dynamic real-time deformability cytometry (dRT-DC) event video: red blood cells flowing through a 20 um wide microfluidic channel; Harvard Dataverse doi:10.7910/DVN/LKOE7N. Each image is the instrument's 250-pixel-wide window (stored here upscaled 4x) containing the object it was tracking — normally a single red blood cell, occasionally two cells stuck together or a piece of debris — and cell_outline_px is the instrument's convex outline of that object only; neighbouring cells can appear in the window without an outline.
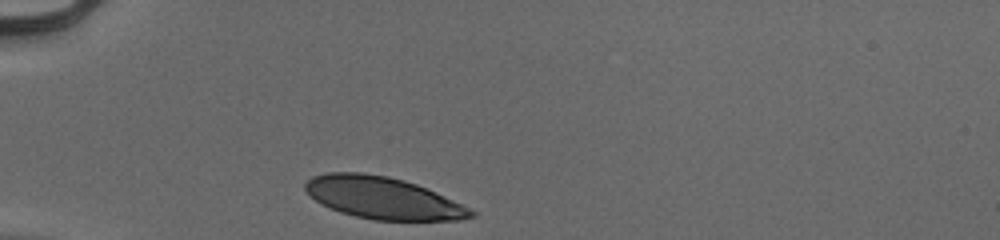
{"species": "human", "species_latin": "Homo sapiens", "temperature_condition": "cold", "stored_images_in_passage": 29, "camera_frame_rate_fps": 3000, "um_per_image_px": 0.085, "donor": {"sex": "male"}, "frame": {"image": 1, "passage_image": 1, "time_ms": 0.0, "image_size_px": [1000, 240], "cell_outline_px": [[476, 216], [460, 220], [372, 220], [340, 212], [320, 204], [304, 188], [304, 184], [312, 176], [324, 172], [360, 172], [388, 176], [404, 180], [416, 184], [436, 192], [476, 212]], "centroid_in_image_um": [32.52, 16.82], "position_along_channel_um": 52.5, "area_um2": 40.4}}
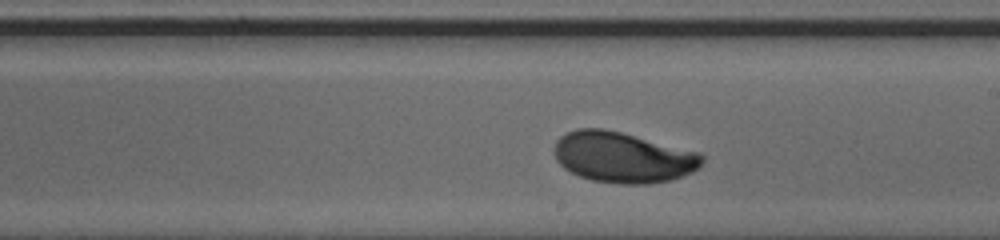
{"frame": {"image": 2, "passage_image": 17, "time_ms": 5.333, "image_size_px": [1000, 240], "cell_outline_px": [[704, 160], [692, 172], [672, 180], [648, 184], [620, 184], [592, 180], [580, 176], [564, 168], [556, 160], [556, 140], [560, 136], [576, 128], [604, 128], [620, 132], [696, 152], [704, 156]], "centroid_in_image_um": [52.92, 13.38], "position_along_channel_um": 236.1, "area_um2": 43.18}}
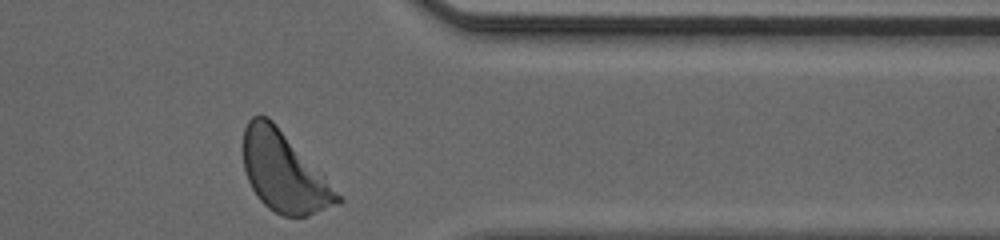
{"frame": {"image": 3, "passage_image": 29, "time_ms": 9.333, "image_size_px": [1000, 240], "cell_outline_px": [[344, 200], [340, 204], [308, 216], [284, 216], [268, 208], [260, 200], [252, 188], [248, 180], [244, 168], [244, 128], [248, 120], [252, 116], [268, 116], [272, 120], [324, 176]], "centroid_in_image_um": [24.13, 14.64], "position_along_channel_um": 387.3, "area_um2": 43.12}, "authors_computed_cell_mechanics": {"area_um2": 42.5986, "velocity_mm_per_s": 3.9346, "shape_relaxation_time_tau1_ms": 3.3552, "shape_relaxation_time_tau2_ms": null, "deformation_change_tau1": 0.1591, "deformation_change_tau2": null}}